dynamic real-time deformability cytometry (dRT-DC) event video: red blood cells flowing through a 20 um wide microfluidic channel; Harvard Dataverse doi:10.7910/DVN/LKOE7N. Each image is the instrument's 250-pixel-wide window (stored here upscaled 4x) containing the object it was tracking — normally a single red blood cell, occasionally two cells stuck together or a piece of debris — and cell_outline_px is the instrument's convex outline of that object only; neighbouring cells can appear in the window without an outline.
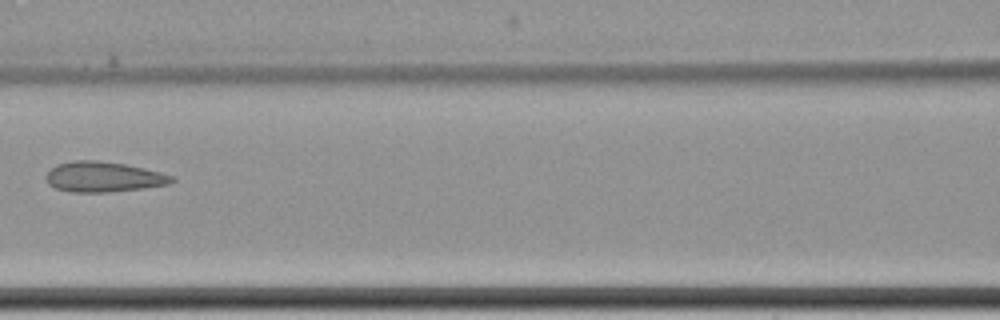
{"species": "common noctule bat (a hibernating species)", "species_latin": "Nyctalus noctula", "temperature_condition": "cold", "stored_images_in_passage": 9, "camera_frame_rate_fps": 3000, "um_per_image_px": 0.085, "animal": {"sex": "female", "body_mass_g": 22.7, "forearm_length_mm": 54.2}, "frame": {"image": 1, "passage_image": 9, "time_ms": 10.667, "image_size_px": [1000, 320], "cell_outline_px": [[176, 180], [168, 184], [144, 188], [108, 192], [72, 192], [56, 188], [48, 184], [44, 176], [56, 164], [72, 160], [96, 160], [124, 164], [144, 168], [176, 176]], "centroid_in_image_um": [8.79, 15.03], "position_along_channel_um": 157.8, "area_um2": 22.31}}